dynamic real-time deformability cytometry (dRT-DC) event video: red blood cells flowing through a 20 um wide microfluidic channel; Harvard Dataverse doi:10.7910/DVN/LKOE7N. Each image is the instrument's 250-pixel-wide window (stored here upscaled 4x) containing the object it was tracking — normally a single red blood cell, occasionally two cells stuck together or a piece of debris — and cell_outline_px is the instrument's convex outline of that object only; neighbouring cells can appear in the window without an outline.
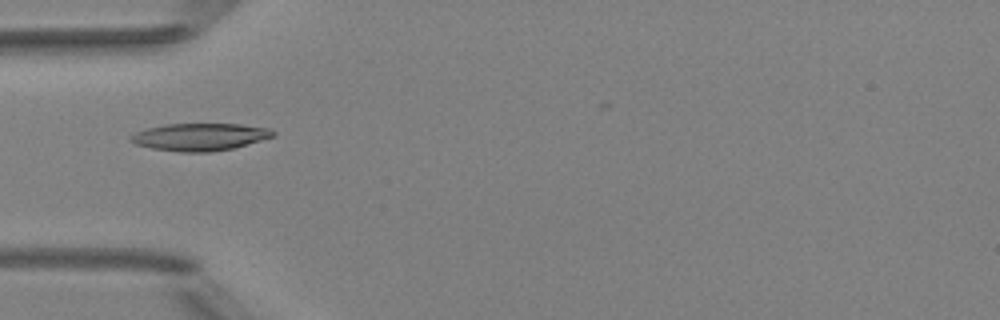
{"species": "Egyptian fruit bat (a non-hibernating species)", "species_latin": "Rousettus aegyptiacus", "temperature_condition": "room temperature", "stored_images_in_passage": 7, "camera_frame_rate_fps": 3000, "um_per_image_px": 0.085, "animal": {"sex": "female"}, "frame": {"image": 1, "passage_image": 5, "time_ms": 5.667, "image_size_px": [1000, 320], "cell_outline_px": [[276, 136], [232, 148], [208, 152], [180, 152], [152, 148], [136, 144], [128, 140], [128, 136], [136, 132], [148, 128], [164, 124], [240, 124], [268, 128], [276, 132]], "centroid_in_image_um": [16.97, 11.63], "position_along_channel_um": 68.0, "area_um2": 22.66}}
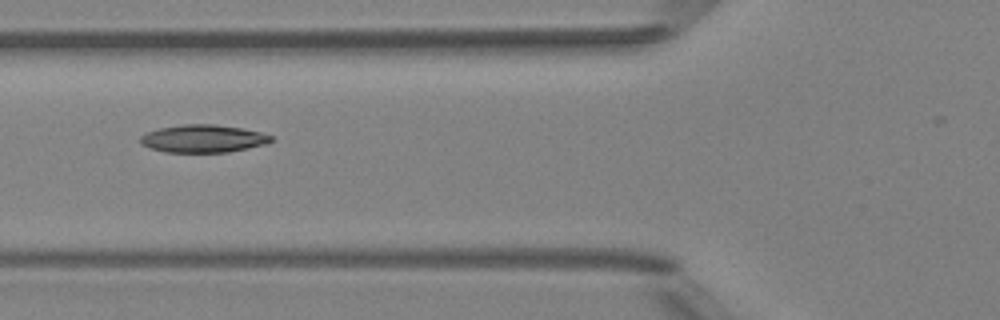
{"frame": {"image": 2, "passage_image": 6, "time_ms": 6.667, "image_size_px": [1000, 320], "cell_outline_px": [[272, 140], [264, 144], [248, 148], [228, 152], [164, 152], [140, 144], [140, 136], [148, 132], [160, 128], [180, 124], [216, 124], [240, 128], [260, 132], [272, 136]], "centroid_in_image_um": [17.24, 11.78], "position_along_channel_um": 108.6, "area_um2": 20.98}}
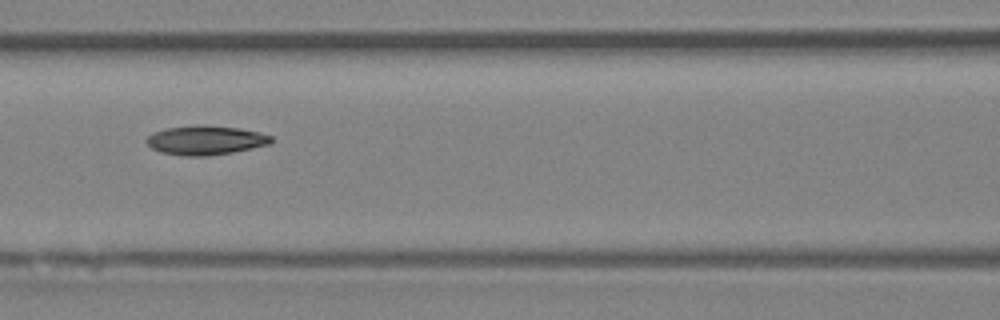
{"frame": {"image": 3, "passage_image": 7, "time_ms": 7.667, "image_size_px": [1000, 320], "cell_outline_px": [[272, 144], [232, 152], [208, 156], [184, 156], [160, 152], [152, 148], [144, 140], [152, 132], [168, 128], [196, 124], [200, 124], [240, 128], [260, 132], [272, 136]], "centroid_in_image_um": [17.48, 11.91], "position_along_channel_um": 149.1, "area_um2": 21.44}}